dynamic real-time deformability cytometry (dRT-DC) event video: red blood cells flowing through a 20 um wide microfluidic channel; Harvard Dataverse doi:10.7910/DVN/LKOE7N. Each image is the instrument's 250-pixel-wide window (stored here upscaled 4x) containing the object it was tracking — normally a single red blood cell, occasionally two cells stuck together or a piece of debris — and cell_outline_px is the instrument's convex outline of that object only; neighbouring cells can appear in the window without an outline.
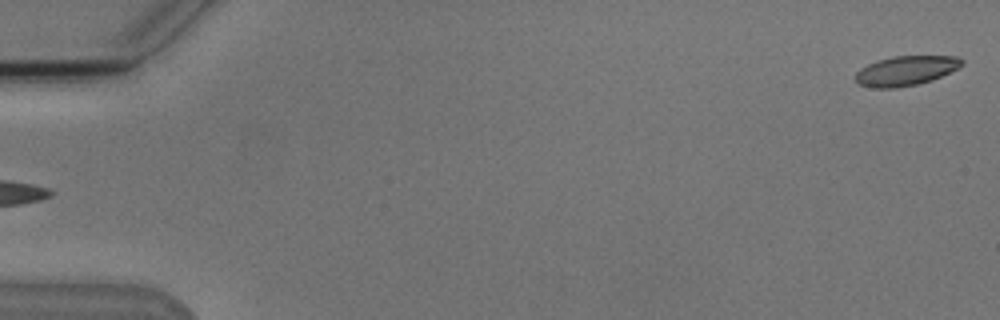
{"species": "Egyptian fruit bat (a non-hibernating species)", "species_latin": "Rousettus aegyptiacus", "temperature_condition": "cold", "stored_images_in_passage": 6, "camera_frame_rate_fps": 3000, "um_per_image_px": 0.085, "animal": {"sex": "male"}, "frame": {"image": 1, "passage_image": 1, "time_ms": 0.0, "image_size_px": [1000, 320], "cell_outline_px": [[964, 64], [932, 80], [920, 84], [896, 88], [872, 88], [856, 84], [856, 72], [860, 68], [876, 60], [892, 56], [956, 56], [964, 60]], "centroid_in_image_um": [76.95, 6.02], "position_along_channel_um": 8.0, "area_um2": 18.5}}
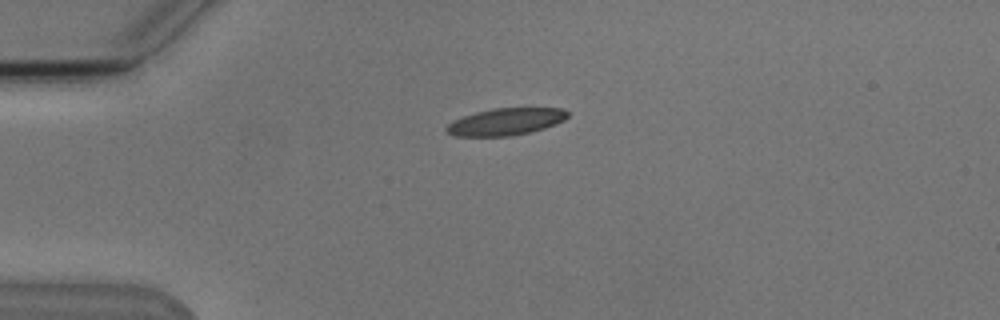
{"frame": {"image": 2, "passage_image": 4, "time_ms": 4.333, "image_size_px": [1000, 320], "cell_outline_px": [[568, 116], [564, 120], [556, 124], [544, 128], [512, 136], [452, 136], [444, 132], [444, 128], [452, 120], [476, 112], [492, 108], [564, 108], [568, 112]], "centroid_in_image_um": [42.94, 10.35], "position_along_channel_um": 42.1, "area_um2": 19.25}}